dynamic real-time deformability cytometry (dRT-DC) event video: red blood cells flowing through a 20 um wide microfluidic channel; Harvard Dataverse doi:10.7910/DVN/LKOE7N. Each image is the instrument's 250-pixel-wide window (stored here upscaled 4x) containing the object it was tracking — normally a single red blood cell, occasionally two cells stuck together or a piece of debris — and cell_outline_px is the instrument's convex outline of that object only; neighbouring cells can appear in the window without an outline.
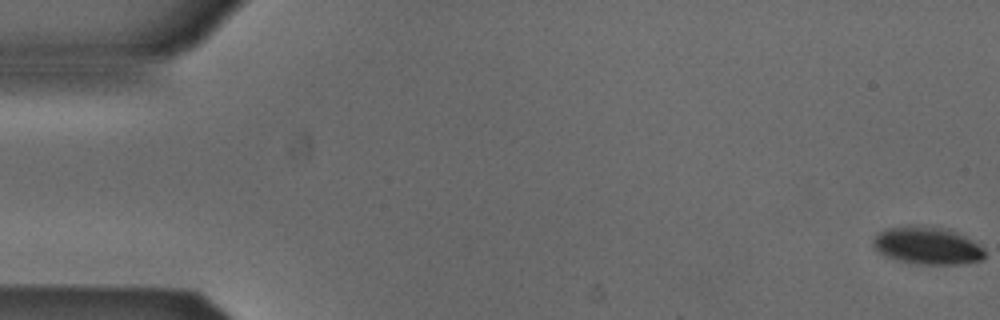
{"species": "Egyptian fruit bat (a non-hibernating species)", "species_latin": "Rousettus aegyptiacus", "temperature_condition": "cold", "stored_images_in_passage": 54, "camera_frame_rate_fps": 3000, "um_per_image_px": 0.085, "animal": {"sex": "male"}, "frame": {"image": 1, "passage_image": 1, "time_ms": 0.0, "image_size_px": [1000, 320], "cell_outline_px": [[984, 256], [980, 260], [956, 264], [916, 264], [900, 260], [888, 256], [880, 252], [872, 244], [872, 240], [884, 228], [908, 224], [920, 224], [948, 228], [972, 240], [984, 248]], "centroid_in_image_um": [78.8, 20.83], "position_along_channel_um": 6.2, "area_um2": 24.51}}
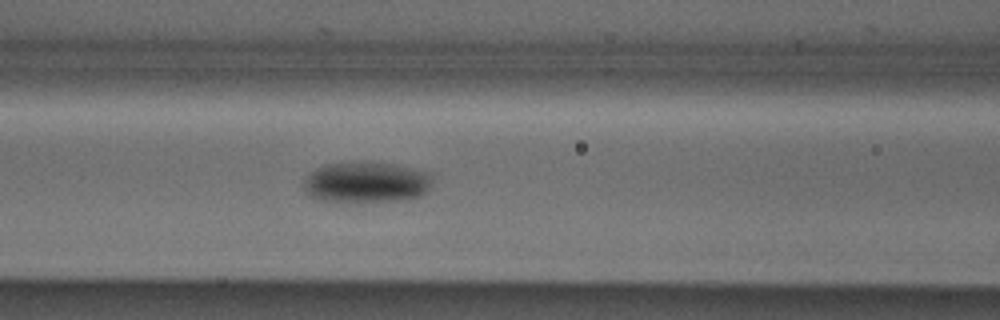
{"frame": {"image": 2, "passage_image": 23, "time_ms": 7.333, "image_size_px": [1000, 320], "cell_outline_px": [[432, 180], [428, 192], [420, 196], [408, 200], [356, 204], [320, 200], [308, 196], [304, 192], [304, 180], [316, 168], [324, 164], [352, 160], [364, 160], [392, 164], [432, 172]], "centroid_in_image_um": [31.14, 15.51], "position_along_channel_um": 135.5, "area_um2": 32.31}}
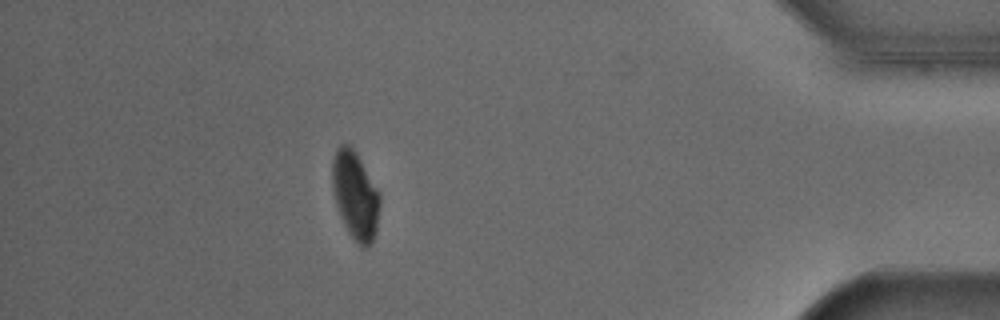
{"frame": {"image": 3, "passage_image": 48, "time_ms": 15.667, "image_size_px": [1000, 320], "cell_outline_px": [[380, 204], [376, 232], [372, 244], [364, 248], [356, 244], [348, 232], [340, 216], [336, 204], [332, 184], [332, 160], [340, 144], [348, 144], [356, 152], [380, 192]], "centroid_in_image_um": [30.21, 16.64], "position_along_channel_um": 405.0, "area_um2": 24.51}, "authors_computed_cell_mechanics": {"area_um2": 26.9348, "velocity_mm_per_s": 3.8476, "shape_relaxation_time_tau1_ms": 3.6651, "shape_relaxation_time_tau2_ms": null, "deformation_change_tau1": 0.0979, "deformation_change_tau2": null}}